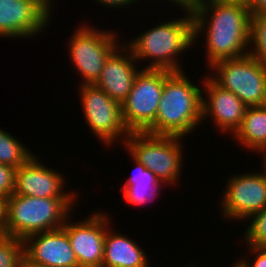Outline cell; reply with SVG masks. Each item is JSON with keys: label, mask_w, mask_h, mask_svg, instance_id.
<instances>
[{"label": "cell", "mask_w": 266, "mask_h": 267, "mask_svg": "<svg viewBox=\"0 0 266 267\" xmlns=\"http://www.w3.org/2000/svg\"><path fill=\"white\" fill-rule=\"evenodd\" d=\"M192 13L194 46L200 37L204 38L207 67L219 60L249 54L252 14L246 5L197 0Z\"/></svg>", "instance_id": "cell-1"}, {"label": "cell", "mask_w": 266, "mask_h": 267, "mask_svg": "<svg viewBox=\"0 0 266 267\" xmlns=\"http://www.w3.org/2000/svg\"><path fill=\"white\" fill-rule=\"evenodd\" d=\"M177 17L162 21L157 26L154 24V27L138 33L133 40L124 42L139 63L143 60L149 63H145L146 66L142 64V69L170 72L185 70L179 58L188 53L189 48H194V16L192 12H185L183 17Z\"/></svg>", "instance_id": "cell-2"}, {"label": "cell", "mask_w": 266, "mask_h": 267, "mask_svg": "<svg viewBox=\"0 0 266 267\" xmlns=\"http://www.w3.org/2000/svg\"><path fill=\"white\" fill-rule=\"evenodd\" d=\"M201 86L190 80L185 71L165 70L163 91L154 123L145 131L152 135H190L202 124Z\"/></svg>", "instance_id": "cell-3"}, {"label": "cell", "mask_w": 266, "mask_h": 267, "mask_svg": "<svg viewBox=\"0 0 266 267\" xmlns=\"http://www.w3.org/2000/svg\"><path fill=\"white\" fill-rule=\"evenodd\" d=\"M78 199L38 198L13 193L7 201L6 235L25 240L33 234L61 228L75 210Z\"/></svg>", "instance_id": "cell-4"}, {"label": "cell", "mask_w": 266, "mask_h": 267, "mask_svg": "<svg viewBox=\"0 0 266 267\" xmlns=\"http://www.w3.org/2000/svg\"><path fill=\"white\" fill-rule=\"evenodd\" d=\"M183 139L179 136L131 132L123 146L129 156L151 170L167 188V185L180 182L185 152Z\"/></svg>", "instance_id": "cell-5"}, {"label": "cell", "mask_w": 266, "mask_h": 267, "mask_svg": "<svg viewBox=\"0 0 266 267\" xmlns=\"http://www.w3.org/2000/svg\"><path fill=\"white\" fill-rule=\"evenodd\" d=\"M76 27L67 42L70 64L79 73V85L94 84L100 77L106 59L122 43L120 35L115 29L104 30L87 22Z\"/></svg>", "instance_id": "cell-6"}, {"label": "cell", "mask_w": 266, "mask_h": 267, "mask_svg": "<svg viewBox=\"0 0 266 267\" xmlns=\"http://www.w3.org/2000/svg\"><path fill=\"white\" fill-rule=\"evenodd\" d=\"M208 69V76L216 84L231 91L247 107L266 105V65L250 54L216 61Z\"/></svg>", "instance_id": "cell-7"}, {"label": "cell", "mask_w": 266, "mask_h": 267, "mask_svg": "<svg viewBox=\"0 0 266 267\" xmlns=\"http://www.w3.org/2000/svg\"><path fill=\"white\" fill-rule=\"evenodd\" d=\"M77 87L84 119L93 135L104 147L123 145L130 132L123 122L121 104L94 84Z\"/></svg>", "instance_id": "cell-8"}, {"label": "cell", "mask_w": 266, "mask_h": 267, "mask_svg": "<svg viewBox=\"0 0 266 267\" xmlns=\"http://www.w3.org/2000/svg\"><path fill=\"white\" fill-rule=\"evenodd\" d=\"M165 81V70L141 69L121 104L123 122L131 132H145L156 118Z\"/></svg>", "instance_id": "cell-9"}, {"label": "cell", "mask_w": 266, "mask_h": 267, "mask_svg": "<svg viewBox=\"0 0 266 267\" xmlns=\"http://www.w3.org/2000/svg\"><path fill=\"white\" fill-rule=\"evenodd\" d=\"M249 172L231 174L220 195L221 216L232 223H244L266 206V173L264 170Z\"/></svg>", "instance_id": "cell-10"}, {"label": "cell", "mask_w": 266, "mask_h": 267, "mask_svg": "<svg viewBox=\"0 0 266 267\" xmlns=\"http://www.w3.org/2000/svg\"><path fill=\"white\" fill-rule=\"evenodd\" d=\"M73 215L71 213L67 217L62 228L69 237L78 266L102 267L106 230L113 224L111 214L94 210V213L88 214L84 219H78V222L74 217L72 222Z\"/></svg>", "instance_id": "cell-11"}, {"label": "cell", "mask_w": 266, "mask_h": 267, "mask_svg": "<svg viewBox=\"0 0 266 267\" xmlns=\"http://www.w3.org/2000/svg\"><path fill=\"white\" fill-rule=\"evenodd\" d=\"M52 15L40 0H0V38L37 37L49 28Z\"/></svg>", "instance_id": "cell-12"}, {"label": "cell", "mask_w": 266, "mask_h": 267, "mask_svg": "<svg viewBox=\"0 0 266 267\" xmlns=\"http://www.w3.org/2000/svg\"><path fill=\"white\" fill-rule=\"evenodd\" d=\"M34 155L16 170L15 191L18 196L38 198H78L79 192L65 190L67 180L60 170L48 167ZM76 193H75V192Z\"/></svg>", "instance_id": "cell-13"}, {"label": "cell", "mask_w": 266, "mask_h": 267, "mask_svg": "<svg viewBox=\"0 0 266 267\" xmlns=\"http://www.w3.org/2000/svg\"><path fill=\"white\" fill-rule=\"evenodd\" d=\"M202 82V124L213 122L219 133L234 135L243 122L247 106L231 91L216 84L208 74Z\"/></svg>", "instance_id": "cell-14"}, {"label": "cell", "mask_w": 266, "mask_h": 267, "mask_svg": "<svg viewBox=\"0 0 266 267\" xmlns=\"http://www.w3.org/2000/svg\"><path fill=\"white\" fill-rule=\"evenodd\" d=\"M131 50L122 42L106 59L99 79L94 83L114 101L122 104L142 67Z\"/></svg>", "instance_id": "cell-15"}, {"label": "cell", "mask_w": 266, "mask_h": 267, "mask_svg": "<svg viewBox=\"0 0 266 267\" xmlns=\"http://www.w3.org/2000/svg\"><path fill=\"white\" fill-rule=\"evenodd\" d=\"M24 241V254L33 262L52 267H79L69 237L61 227L36 233Z\"/></svg>", "instance_id": "cell-16"}, {"label": "cell", "mask_w": 266, "mask_h": 267, "mask_svg": "<svg viewBox=\"0 0 266 267\" xmlns=\"http://www.w3.org/2000/svg\"><path fill=\"white\" fill-rule=\"evenodd\" d=\"M137 241L110 226L104 238L102 267H150L148 253Z\"/></svg>", "instance_id": "cell-17"}, {"label": "cell", "mask_w": 266, "mask_h": 267, "mask_svg": "<svg viewBox=\"0 0 266 267\" xmlns=\"http://www.w3.org/2000/svg\"><path fill=\"white\" fill-rule=\"evenodd\" d=\"M135 165L132 175L127 178L122 185L121 193L124 200L130 206L146 205L151 201H156L160 197V189L164 186L156 175L147 169L142 163L131 156Z\"/></svg>", "instance_id": "cell-18"}, {"label": "cell", "mask_w": 266, "mask_h": 267, "mask_svg": "<svg viewBox=\"0 0 266 267\" xmlns=\"http://www.w3.org/2000/svg\"><path fill=\"white\" fill-rule=\"evenodd\" d=\"M232 138L249 153L260 154L266 148V105L247 107L243 122Z\"/></svg>", "instance_id": "cell-19"}, {"label": "cell", "mask_w": 266, "mask_h": 267, "mask_svg": "<svg viewBox=\"0 0 266 267\" xmlns=\"http://www.w3.org/2000/svg\"><path fill=\"white\" fill-rule=\"evenodd\" d=\"M14 135L0 128V163L18 168L27 163L34 152Z\"/></svg>", "instance_id": "cell-20"}, {"label": "cell", "mask_w": 266, "mask_h": 267, "mask_svg": "<svg viewBox=\"0 0 266 267\" xmlns=\"http://www.w3.org/2000/svg\"><path fill=\"white\" fill-rule=\"evenodd\" d=\"M249 54L266 65V15H252L248 45Z\"/></svg>", "instance_id": "cell-21"}, {"label": "cell", "mask_w": 266, "mask_h": 267, "mask_svg": "<svg viewBox=\"0 0 266 267\" xmlns=\"http://www.w3.org/2000/svg\"><path fill=\"white\" fill-rule=\"evenodd\" d=\"M250 222H249V221ZM245 232H243V243L256 247H266V206L247 220Z\"/></svg>", "instance_id": "cell-22"}, {"label": "cell", "mask_w": 266, "mask_h": 267, "mask_svg": "<svg viewBox=\"0 0 266 267\" xmlns=\"http://www.w3.org/2000/svg\"><path fill=\"white\" fill-rule=\"evenodd\" d=\"M24 241L8 235L0 236V267H21Z\"/></svg>", "instance_id": "cell-23"}, {"label": "cell", "mask_w": 266, "mask_h": 267, "mask_svg": "<svg viewBox=\"0 0 266 267\" xmlns=\"http://www.w3.org/2000/svg\"><path fill=\"white\" fill-rule=\"evenodd\" d=\"M16 168L0 163V196L9 198L15 191Z\"/></svg>", "instance_id": "cell-24"}, {"label": "cell", "mask_w": 266, "mask_h": 267, "mask_svg": "<svg viewBox=\"0 0 266 267\" xmlns=\"http://www.w3.org/2000/svg\"><path fill=\"white\" fill-rule=\"evenodd\" d=\"M244 246L248 247V252L252 256V258L250 256H242V259H240L245 267H266V247H256L251 245ZM249 258H254V260H251Z\"/></svg>", "instance_id": "cell-25"}, {"label": "cell", "mask_w": 266, "mask_h": 267, "mask_svg": "<svg viewBox=\"0 0 266 267\" xmlns=\"http://www.w3.org/2000/svg\"><path fill=\"white\" fill-rule=\"evenodd\" d=\"M143 1H153L154 3L158 0H143ZM142 0H137V2H139L138 4H140L141 2H143ZM162 0H159L158 2H160ZM169 3L171 2L172 6L174 3V6L178 7L177 9H181V11L183 10L184 12H193L195 9V5L197 0H168ZM167 0H163V2L167 4L168 2ZM180 7V8H179Z\"/></svg>", "instance_id": "cell-26"}, {"label": "cell", "mask_w": 266, "mask_h": 267, "mask_svg": "<svg viewBox=\"0 0 266 267\" xmlns=\"http://www.w3.org/2000/svg\"><path fill=\"white\" fill-rule=\"evenodd\" d=\"M95 2H97L100 6H104V7H108L112 8V9H122L125 6V8L130 9V7L133 5L138 4L137 0H94ZM128 6V7H127Z\"/></svg>", "instance_id": "cell-27"}, {"label": "cell", "mask_w": 266, "mask_h": 267, "mask_svg": "<svg viewBox=\"0 0 266 267\" xmlns=\"http://www.w3.org/2000/svg\"><path fill=\"white\" fill-rule=\"evenodd\" d=\"M8 198L0 196V236L6 235Z\"/></svg>", "instance_id": "cell-28"}, {"label": "cell", "mask_w": 266, "mask_h": 267, "mask_svg": "<svg viewBox=\"0 0 266 267\" xmlns=\"http://www.w3.org/2000/svg\"><path fill=\"white\" fill-rule=\"evenodd\" d=\"M247 7L252 15H266V0H249Z\"/></svg>", "instance_id": "cell-29"}, {"label": "cell", "mask_w": 266, "mask_h": 267, "mask_svg": "<svg viewBox=\"0 0 266 267\" xmlns=\"http://www.w3.org/2000/svg\"><path fill=\"white\" fill-rule=\"evenodd\" d=\"M21 267H52V266L33 262L24 254L21 261Z\"/></svg>", "instance_id": "cell-30"}, {"label": "cell", "mask_w": 266, "mask_h": 267, "mask_svg": "<svg viewBox=\"0 0 266 267\" xmlns=\"http://www.w3.org/2000/svg\"><path fill=\"white\" fill-rule=\"evenodd\" d=\"M221 3L243 4L248 6L249 0H214Z\"/></svg>", "instance_id": "cell-31"}, {"label": "cell", "mask_w": 266, "mask_h": 267, "mask_svg": "<svg viewBox=\"0 0 266 267\" xmlns=\"http://www.w3.org/2000/svg\"><path fill=\"white\" fill-rule=\"evenodd\" d=\"M41 2H43L51 11H53L54 10V8L53 7H55V4H54V2L56 1V0H40ZM54 1V2H53ZM53 5V6H52Z\"/></svg>", "instance_id": "cell-32"}, {"label": "cell", "mask_w": 266, "mask_h": 267, "mask_svg": "<svg viewBox=\"0 0 266 267\" xmlns=\"http://www.w3.org/2000/svg\"><path fill=\"white\" fill-rule=\"evenodd\" d=\"M263 154V155H261ZM261 156H263V161H262V169H264L265 173H266V148L260 153Z\"/></svg>", "instance_id": "cell-33"}, {"label": "cell", "mask_w": 266, "mask_h": 267, "mask_svg": "<svg viewBox=\"0 0 266 267\" xmlns=\"http://www.w3.org/2000/svg\"><path fill=\"white\" fill-rule=\"evenodd\" d=\"M230 267H245L240 259H237L235 263H232Z\"/></svg>", "instance_id": "cell-34"}, {"label": "cell", "mask_w": 266, "mask_h": 267, "mask_svg": "<svg viewBox=\"0 0 266 267\" xmlns=\"http://www.w3.org/2000/svg\"><path fill=\"white\" fill-rule=\"evenodd\" d=\"M197 266L198 265L197 264H194V262H193V265L192 266L191 265L190 266L188 265V266H184V267H197Z\"/></svg>", "instance_id": "cell-35"}]
</instances>
